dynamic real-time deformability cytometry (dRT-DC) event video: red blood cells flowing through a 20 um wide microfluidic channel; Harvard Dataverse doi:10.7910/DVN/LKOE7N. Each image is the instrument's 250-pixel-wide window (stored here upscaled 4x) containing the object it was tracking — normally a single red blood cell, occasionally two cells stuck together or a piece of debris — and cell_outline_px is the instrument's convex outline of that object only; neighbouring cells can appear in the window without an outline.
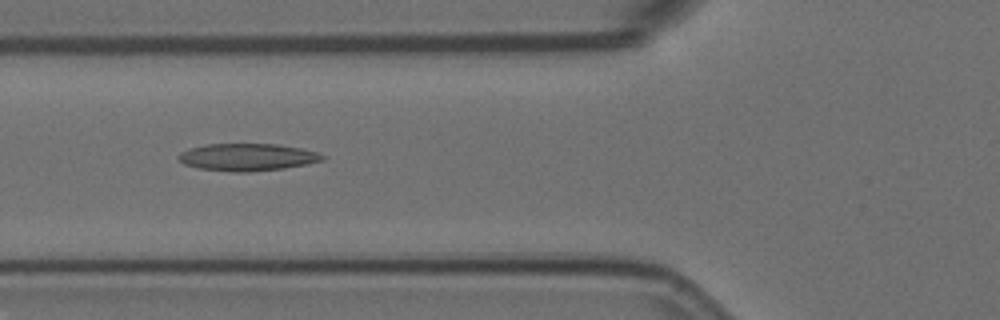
{"species": "Egyptian fruit bat (a non-hibernating species)", "species_latin": "Rousettus aegyptiacus", "temperature_condition": "room temperature", "stored_images_in_passage": 11, "camera_frame_rate_fps": 3000, "um_per_image_px": 0.085, "animal": {"sex": "female"}, "frame": {"image": 1, "passage_image": 4, "time_ms": 1.0, "image_size_px": [1000, 320], "cell_outline_px": [[324, 160], [284, 168], [248, 172], [232, 172], [196, 168], [184, 164], [176, 156], [180, 152], [204, 144], [276, 144], [300, 148], [316, 152], [324, 156]], "centroid_in_image_um": [20.97, 13.36], "position_along_channel_um": 104.8, "area_um2": 22.77}}
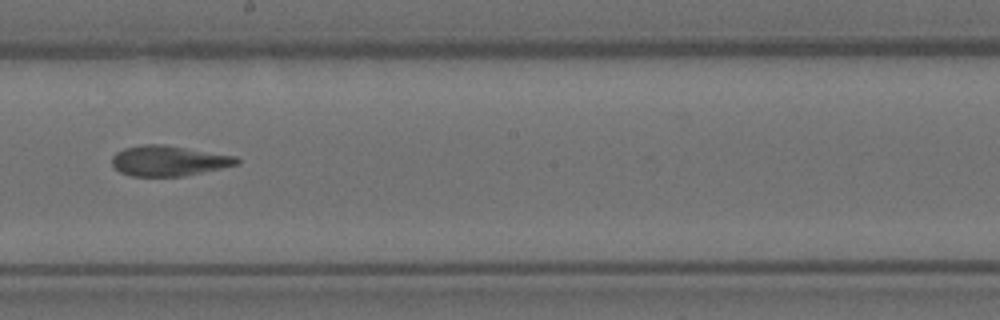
{"frame": {"image": 2, "passage_image": 7, "time_ms": 2.0, "image_size_px": [1000, 320], "cell_outline_px": [[240, 164], [184, 176], [132, 176], [120, 172], [112, 164], [112, 156], [116, 152], [124, 148], [144, 144], [164, 144], [236, 156], [240, 160]], "centroid_in_image_um": [14.34, 13.66], "position_along_channel_um": 233.9, "area_um2": 22.08}}
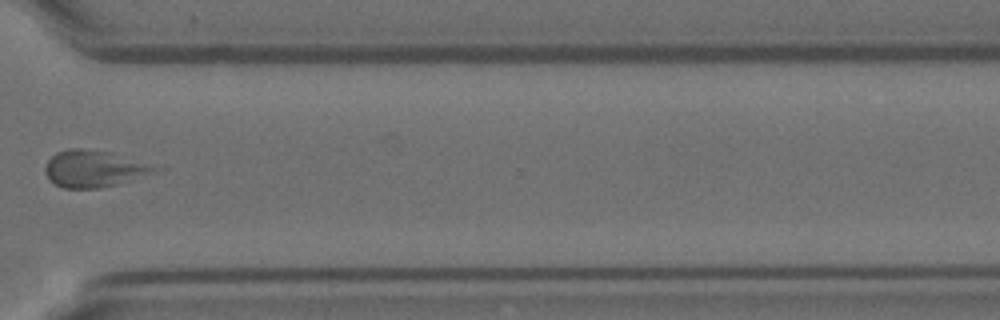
{"frame": {"image": 3, "passage_image": 10, "time_ms": 3.0, "image_size_px": [1000, 320], "cell_outline_px": [[168, 168], [156, 172], [116, 184], [100, 188], [64, 188], [48, 180], [44, 168], [48, 160], [56, 152], [68, 148], [80, 148], [108, 152]], "centroid_in_image_um": [8.02, 14.34], "position_along_channel_um": 362.6, "area_um2": 23.58}}